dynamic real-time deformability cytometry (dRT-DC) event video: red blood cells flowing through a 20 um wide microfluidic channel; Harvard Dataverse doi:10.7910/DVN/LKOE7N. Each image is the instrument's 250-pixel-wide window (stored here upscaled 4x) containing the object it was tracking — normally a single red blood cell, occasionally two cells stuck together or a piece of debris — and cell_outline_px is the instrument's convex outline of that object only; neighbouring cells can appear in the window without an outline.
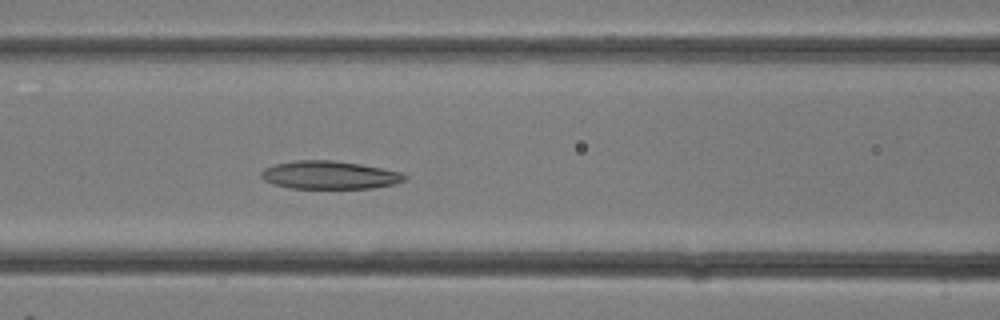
{"species": "common noctule bat (a hibernating species)", "species_latin": "Nyctalus noctula", "temperature_condition": "room temperature", "stored_images_in_passage": 11, "camera_frame_rate_fps": 3000, "um_per_image_px": 0.085, "animal": {"sex": "female"}, "frame": {"image": 1, "passage_image": 11, "time_ms": 3.333, "image_size_px": [1000, 320], "cell_outline_px": [[408, 176], [404, 180], [396, 184], [372, 188], [292, 188], [272, 184], [264, 180], [260, 176], [260, 172], [264, 168], [276, 164], [296, 160], [332, 160], [360, 164], [400, 172]], "centroid_in_image_um": [27.99, 14.88], "position_along_channel_um": 138.6, "area_um2": 23.41}}